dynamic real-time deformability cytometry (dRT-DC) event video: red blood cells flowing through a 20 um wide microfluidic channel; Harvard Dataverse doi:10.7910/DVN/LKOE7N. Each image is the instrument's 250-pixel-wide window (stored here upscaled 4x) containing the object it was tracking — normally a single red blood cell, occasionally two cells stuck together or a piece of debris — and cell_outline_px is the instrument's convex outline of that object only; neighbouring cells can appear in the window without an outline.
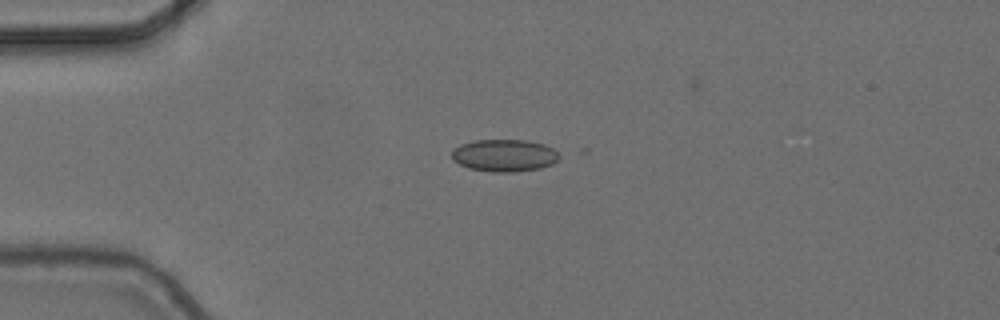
{"species": "common noctule bat (a hibernating species)", "species_latin": "Nyctalus noctula", "temperature_condition": "cold", "stored_images_in_passage": 5, "camera_frame_rate_fps": 3000, "um_per_image_px": 0.085, "animal": {"sex": "female", "body_mass_g": 24.6, "forearm_length_mm": 56.2}, "frame": {"image": 1, "passage_image": 4, "time_ms": 1.0, "image_size_px": [1000, 320], "cell_outline_px": [[560, 156], [552, 164], [540, 168], [512, 172], [492, 172], [468, 168], [452, 160], [452, 148], [460, 144], [476, 140], [528, 140], [544, 144], [552, 148]], "centroid_in_image_um": [42.83, 13.21], "position_along_channel_um": 42.2, "area_um2": 20.23}}
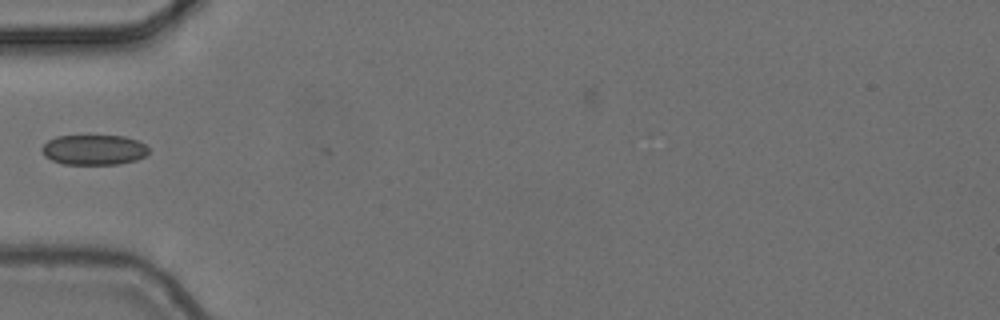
{"frame": {"image": 2, "passage_image": 5, "time_ms": 1.333, "image_size_px": [1000, 320], "cell_outline_px": [[148, 152], [144, 156], [136, 160], [120, 164], [64, 164], [52, 160], [44, 156], [40, 148], [48, 140], [56, 136], [124, 136], [136, 140], [144, 144], [148, 148]], "centroid_in_image_um": [7.95, 12.73], "position_along_channel_um": 77.0, "area_um2": 18.73}}